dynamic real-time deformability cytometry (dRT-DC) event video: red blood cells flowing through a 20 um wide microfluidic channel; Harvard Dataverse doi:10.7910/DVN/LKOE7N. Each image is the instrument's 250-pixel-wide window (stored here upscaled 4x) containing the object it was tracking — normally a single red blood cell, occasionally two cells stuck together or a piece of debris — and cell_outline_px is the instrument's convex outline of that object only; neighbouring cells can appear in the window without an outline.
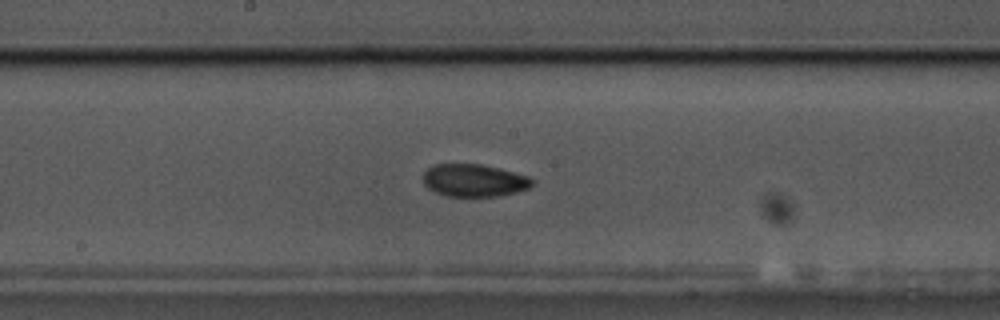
{"species": "common noctule bat (a hibernating species)", "species_latin": "Nyctalus noctula", "temperature_condition": "cold", "stored_images_in_passage": 51, "camera_frame_rate_fps": 3000, "um_per_image_px": 0.085, "animal": {"sex": "male", "body_mass_g": 17.5, "forearm_length_mm": 52.3}, "frame": {"image": 1, "passage_image": 22, "time_ms": 7.0, "image_size_px": [1000, 320], "cell_outline_px": [[536, 184], [532, 188], [500, 196], [444, 196], [428, 188], [424, 184], [424, 172], [432, 164], [480, 164], [528, 176], [536, 180]], "centroid_in_image_um": [40.34, 15.34], "position_along_channel_um": 207.9, "area_um2": 20.81}, "authors_computed_cell_mechanics": {"area_um2": 20.8658, "velocity_mm_per_s": 3.4532, "shape_relaxation_time_tau1_ms": 5.8778, "shape_relaxation_time_tau2_ms": 1.7038, "deformation_change_tau1": 0.1189, "deformation_change_tau2": 0.0509}}